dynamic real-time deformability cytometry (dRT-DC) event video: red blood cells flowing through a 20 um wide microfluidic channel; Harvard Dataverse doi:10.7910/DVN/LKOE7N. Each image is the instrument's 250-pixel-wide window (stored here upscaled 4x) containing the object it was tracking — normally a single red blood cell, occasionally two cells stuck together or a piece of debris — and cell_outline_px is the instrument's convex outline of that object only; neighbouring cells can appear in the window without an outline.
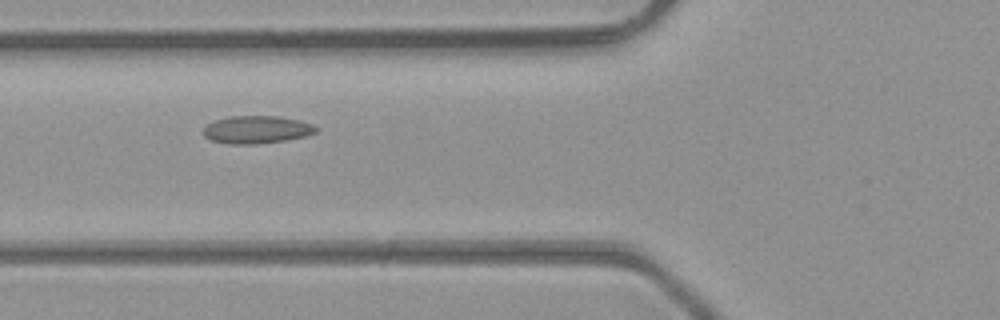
{"species": "common noctule bat (a hibernating species)", "species_latin": "Nyctalus noctula", "temperature_condition": "room temperature", "stored_images_in_passage": 4, "camera_frame_rate_fps": 3000, "um_per_image_px": 0.085, "animal": {"sex": "male", "body_mass_g": 23.1, "forearm_length_mm": 52.7}, "frame": {"image": 1, "passage_image": 4, "time_ms": 1.0, "image_size_px": [1000, 320], "cell_outline_px": [[316, 132], [304, 136], [284, 140], [256, 144], [228, 144], [212, 140], [204, 136], [204, 128], [208, 124], [216, 120], [232, 116], [276, 116], [300, 120], [312, 124], [316, 128]], "centroid_in_image_um": [21.81, 11.02], "position_along_channel_um": 104.0, "area_um2": 17.92}}